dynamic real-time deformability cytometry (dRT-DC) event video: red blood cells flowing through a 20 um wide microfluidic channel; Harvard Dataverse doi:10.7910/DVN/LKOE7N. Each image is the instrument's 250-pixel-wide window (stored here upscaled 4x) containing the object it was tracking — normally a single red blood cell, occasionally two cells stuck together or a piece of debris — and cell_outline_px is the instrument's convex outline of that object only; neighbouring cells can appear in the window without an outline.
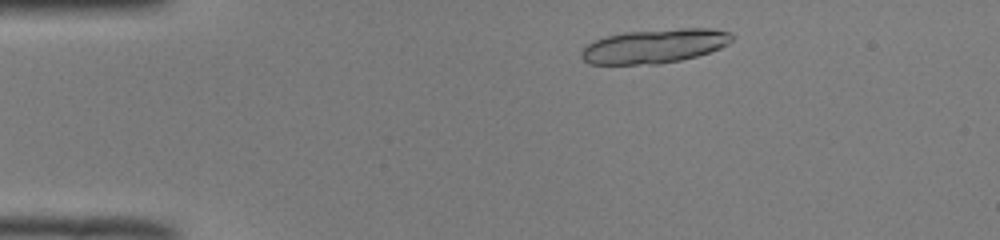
{"species": "common noctule bat (a hibernating species)", "species_latin": "Nyctalus noctula", "temperature_condition": "room temperature", "stored_images_in_passage": 12, "camera_frame_rate_fps": 3000, "um_per_image_px": 0.085, "animal": {"sex": "male", "body_mass_g": 19.0, "forearm_length_mm": 50.8}, "frame": {"image": 1, "passage_image": 3, "time_ms": 0.667, "image_size_px": [1000, 240], "cell_outline_px": [[736, 36], [728, 44], [720, 48], [696, 56], [680, 60], [660, 64], [588, 64], [580, 56], [580, 52], [588, 44], [596, 40], [608, 36], [624, 32], [680, 28], [712, 28], [732, 32]], "centroid_in_image_um": [55.68, 3.91], "position_along_channel_um": 29.3, "area_um2": 30.06}}